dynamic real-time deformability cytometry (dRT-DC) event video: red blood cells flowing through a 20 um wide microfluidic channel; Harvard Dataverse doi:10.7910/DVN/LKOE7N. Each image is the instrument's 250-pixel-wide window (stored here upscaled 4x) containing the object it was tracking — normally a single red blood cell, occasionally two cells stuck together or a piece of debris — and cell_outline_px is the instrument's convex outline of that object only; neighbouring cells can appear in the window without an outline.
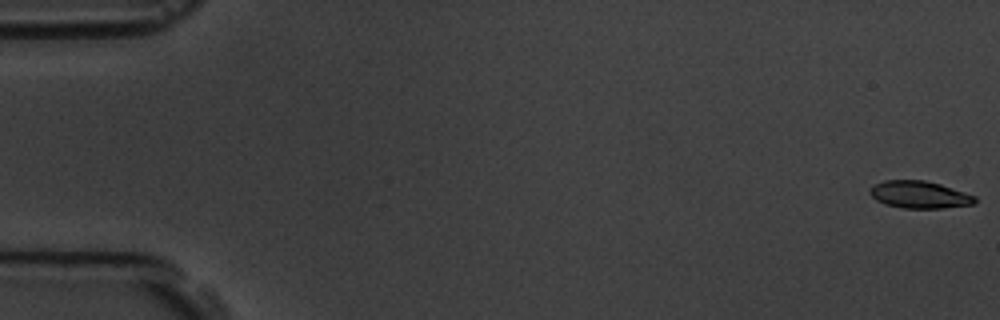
{"species": "common noctule bat (a hibernating species)", "species_latin": "Nyctalus noctula", "temperature_condition": "room temperature", "stored_images_in_passage": 5, "camera_frame_rate_fps": 3000, "um_per_image_px": 0.085, "animal": {"sex": "male", "body_mass_g": 19.5, "forearm_length_mm": 54.6}, "frame": {"image": 1, "passage_image": 1, "time_ms": 0.0, "image_size_px": [1000, 320], "cell_outline_px": [[976, 200], [972, 204], [944, 208], [904, 208], [884, 204], [876, 200], [868, 192], [868, 188], [884, 180], [924, 180], [940, 184], [976, 196]], "centroid_in_image_um": [78.11, 16.54], "position_along_channel_um": 6.9, "area_um2": 16.65}}
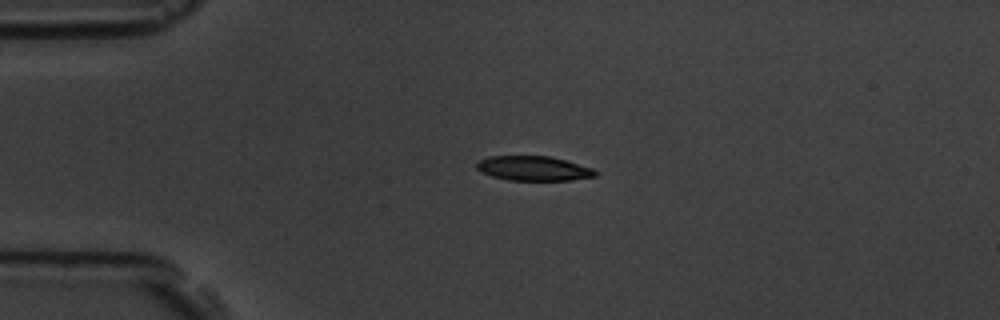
{"frame": {"image": 2, "passage_image": 4, "time_ms": 4.333, "image_size_px": [1000, 320], "cell_outline_px": [[596, 176], [572, 180], [508, 180], [492, 176], [480, 172], [476, 168], [476, 160], [488, 156], [552, 156], [592, 168], [596, 172]], "centroid_in_image_um": [45.29, 14.3], "position_along_channel_um": 39.7, "area_um2": 17.11}}